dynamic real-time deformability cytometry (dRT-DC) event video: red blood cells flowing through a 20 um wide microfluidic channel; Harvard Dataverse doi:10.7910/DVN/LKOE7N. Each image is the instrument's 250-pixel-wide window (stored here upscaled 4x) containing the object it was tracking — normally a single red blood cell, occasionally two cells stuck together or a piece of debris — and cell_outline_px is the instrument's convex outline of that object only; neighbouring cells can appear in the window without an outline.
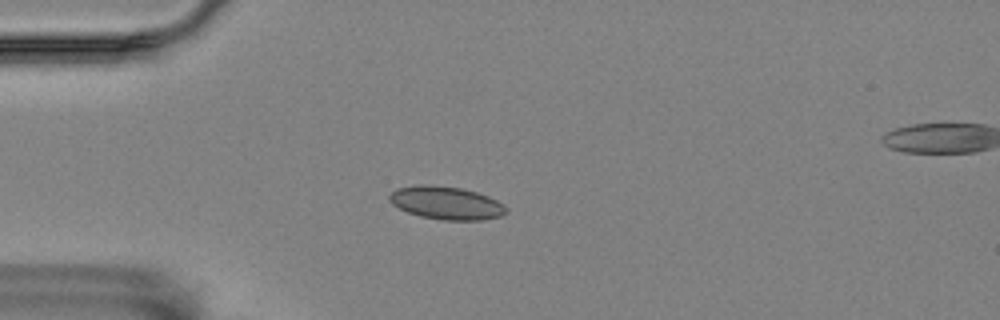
{"species": "Egyptian fruit bat (a non-hibernating species)", "species_latin": "Rousettus aegyptiacus", "temperature_condition": "room temperature", "stored_images_in_passage": 32, "camera_frame_rate_fps": 3000, "um_per_image_px": 0.085, "animal": {"sex": "female"}, "frame": {"image": 1, "passage_image": 2, "time_ms": 0.333, "image_size_px": [1000, 320], "cell_outline_px": [[508, 212], [500, 216], [480, 220], [444, 220], [420, 216], [408, 212], [392, 204], [388, 200], [388, 196], [396, 188], [416, 184], [432, 184], [460, 188], [476, 192], [488, 196], [504, 204], [508, 208]], "centroid_in_image_um": [37.92, 17.24], "position_along_channel_um": 47.1, "area_um2": 22.6}}
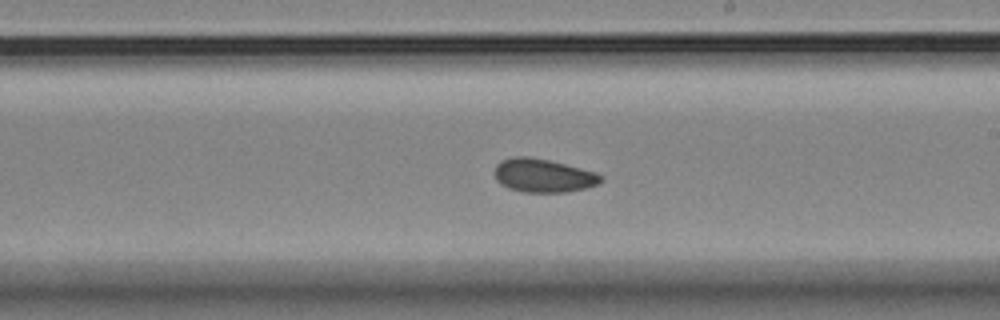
{"frame": {"image": 2, "passage_image": 20, "time_ms": 6.333, "image_size_px": [1000, 320], "cell_outline_px": [[604, 180], [600, 184], [568, 192], [524, 192], [508, 188], [500, 184], [496, 180], [496, 164], [500, 160], [512, 156], [528, 156], [548, 160], [596, 172]], "centroid_in_image_um": [46.16, 14.92], "position_along_channel_um": 242.8, "area_um2": 20.75}}
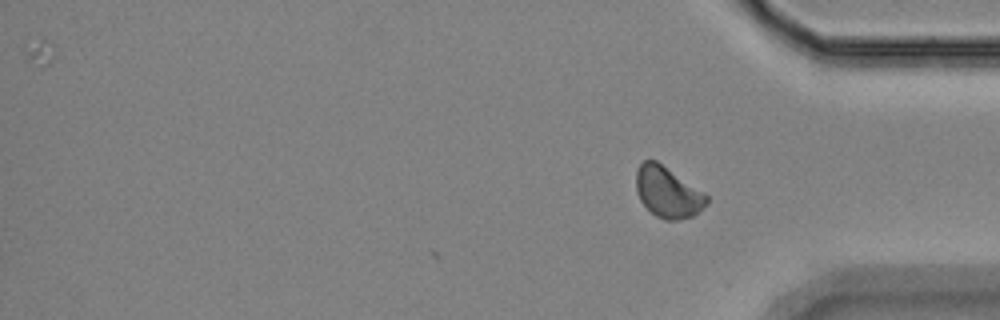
{"frame": {"image": 3, "passage_image": 32, "time_ms": 10.333, "image_size_px": [1000, 320], "cell_outline_px": [[708, 204], [704, 208], [692, 216], [680, 220], [664, 220], [656, 216], [640, 200], [636, 192], [636, 168], [644, 160], [656, 160], [704, 192], [708, 196]], "centroid_in_image_um": [56.76, 16.34], "position_along_channel_um": 378.4, "area_um2": 20.98}, "authors_computed_cell_mechanics": {"area_um2": 20.6924, "velocity_mm_per_s": 3.5086, "shape_relaxation_time_tau1_ms": 7.9314, "shape_relaxation_time_tau2_ms": 3.2001, "deformation_change_tau1": 0.075, "deformation_change_tau2": 0.0671}}